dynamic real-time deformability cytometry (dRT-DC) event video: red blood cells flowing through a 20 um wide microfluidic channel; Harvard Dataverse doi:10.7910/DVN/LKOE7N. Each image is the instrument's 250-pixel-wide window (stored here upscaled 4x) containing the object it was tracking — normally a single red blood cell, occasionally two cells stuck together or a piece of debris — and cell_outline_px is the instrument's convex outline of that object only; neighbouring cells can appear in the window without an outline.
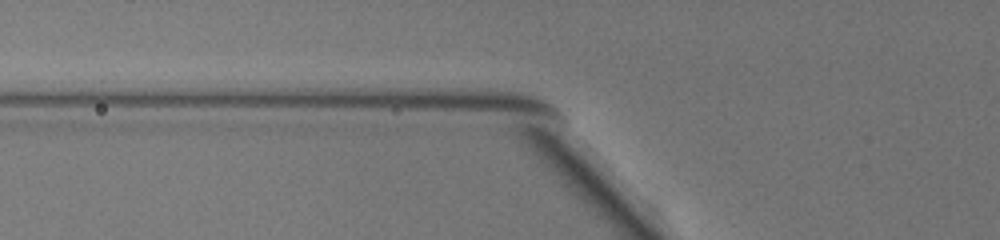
{"species": "common noctule bat (a hibernating species)", "species_latin": "Nyctalus noctula", "temperature_condition": "warm", "stored_images_in_passage": 2, "camera_frame_rate_fps": 3000, "um_per_image_px": 0.085, "animal": {"sex": "female", "body_mass_g": 19.5, "forearm_length_mm": 54.1}, "frame": {"image": 1, "passage_image": 2, "time_ms": 0.333, "image_size_px": [1000, 240], "cell_outline_px": [[752, 184], [736, 184], [716, 168], [680, 132], [664, 108], [668, 84], [672, 84], [684, 92], [744, 148]], "centroid_in_image_um": [60.14, 11.57], "position_along_channel_um": 65.7, "area_um2": 25.14}}